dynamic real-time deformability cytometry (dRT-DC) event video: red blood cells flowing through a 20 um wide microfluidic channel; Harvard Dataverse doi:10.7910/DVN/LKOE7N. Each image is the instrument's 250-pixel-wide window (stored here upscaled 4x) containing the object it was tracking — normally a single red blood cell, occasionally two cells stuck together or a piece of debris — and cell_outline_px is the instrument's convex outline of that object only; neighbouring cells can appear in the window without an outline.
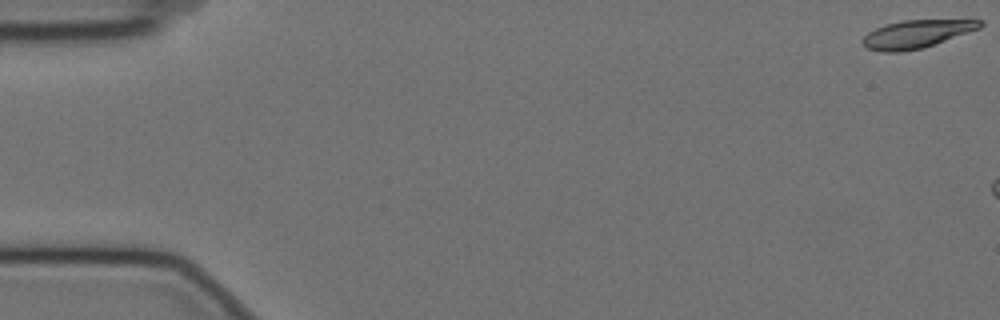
{"species": "Egyptian fruit bat (a non-hibernating species)", "species_latin": "Rousettus aegyptiacus", "temperature_condition": "cold", "stored_images_in_passage": 6, "camera_frame_rate_fps": 3000, "um_per_image_px": 0.085, "animal": {"sex": "female"}, "frame": {"image": 1, "passage_image": 1, "time_ms": 0.0, "image_size_px": [1000, 320], "cell_outline_px": [[984, 24], [980, 28], [920, 48], [900, 52], [880, 52], [868, 48], [860, 40], [868, 32], [876, 28], [888, 24], [904, 20], [984, 20]], "centroid_in_image_um": [77.87, 2.89], "position_along_channel_um": 7.1, "area_um2": 18.67}}